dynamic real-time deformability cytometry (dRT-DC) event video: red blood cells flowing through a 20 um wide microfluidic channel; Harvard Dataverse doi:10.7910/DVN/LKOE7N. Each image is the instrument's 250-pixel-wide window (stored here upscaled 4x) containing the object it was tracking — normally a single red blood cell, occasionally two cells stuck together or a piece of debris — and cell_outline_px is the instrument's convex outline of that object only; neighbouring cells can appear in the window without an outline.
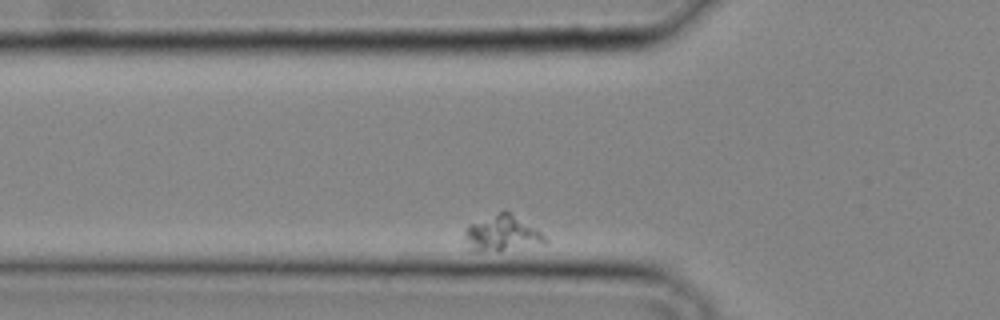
{"species": "common noctule bat (a hibernating species)", "species_latin": "Nyctalus noctula", "temperature_condition": "cold", "stored_images_in_passage": 25, "camera_frame_rate_fps": 3000, "um_per_image_px": 0.085, "animal": {"sex": "male", "body_mass_g": 20.4}, "frame": {"image": 1, "passage_image": 2, "time_ms": 0.333, "image_size_px": [1000, 320], "cell_outline_px": [[548, 240], [544, 244], [480, 252], [476, 252], [468, 248], [464, 236], [464, 232], [468, 224], [504, 208], [536, 228]], "centroid_in_image_um": [42.63, 19.8], "position_along_channel_um": 83.2, "area_um2": 16.94}}
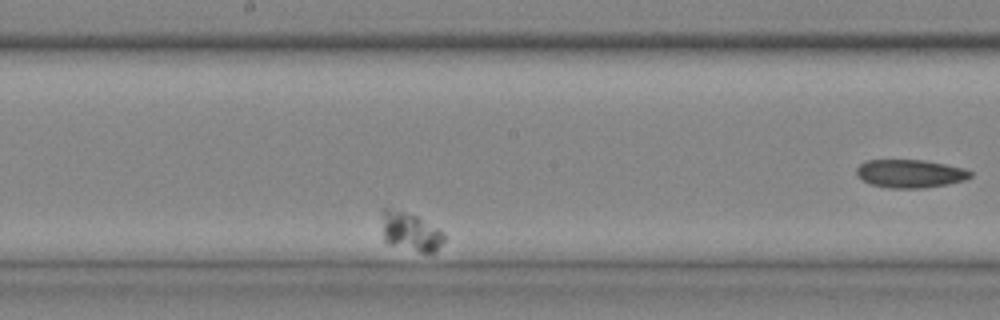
{"frame": {"image": 2, "passage_image": 12, "time_ms": 3.667, "image_size_px": [1000, 320], "cell_outline_px": [[444, 240], [432, 252], [420, 252], [388, 244], [384, 240], [384, 208], [388, 204], [400, 208], [416, 216], [444, 232]], "centroid_in_image_um": [34.86, 19.64], "position_along_channel_um": 213.3, "area_um2": 13.87}}
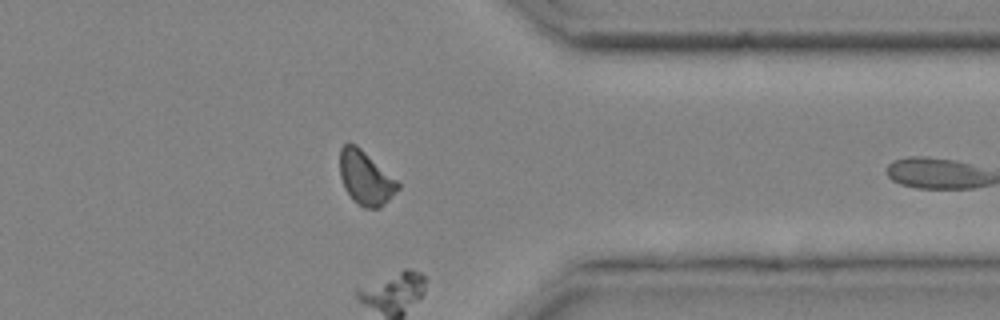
{"frame": {"image": 3, "passage_image": 24, "time_ms": 7.667, "image_size_px": [1000, 320], "cell_outline_px": [[400, 188], [380, 208], [364, 208], [356, 204], [352, 200], [344, 188], [340, 176], [340, 148], [348, 140], [356, 144], [396, 180], [400, 184]], "centroid_in_image_um": [31.04, 15.12], "position_along_channel_um": 380.4, "area_um2": 18.26}}